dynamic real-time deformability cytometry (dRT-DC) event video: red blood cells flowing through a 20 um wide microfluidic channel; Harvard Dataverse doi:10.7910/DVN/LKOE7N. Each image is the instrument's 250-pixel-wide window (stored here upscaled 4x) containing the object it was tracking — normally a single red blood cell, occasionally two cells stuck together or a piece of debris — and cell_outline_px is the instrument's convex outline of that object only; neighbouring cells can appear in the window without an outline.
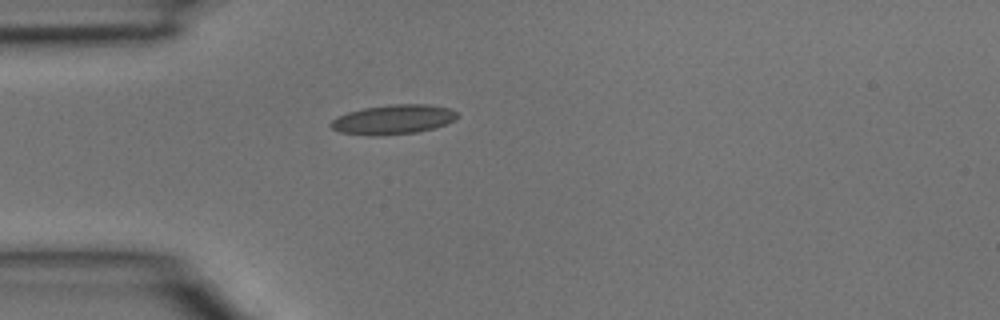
{"species": "common noctule bat (a hibernating species)", "species_latin": "Nyctalus noctula", "temperature_condition": "room temperature", "stored_images_in_passage": 1, "camera_frame_rate_fps": 3000, "um_per_image_px": 0.085, "animal": {"sex": "male", "body_mass_g": 15.6}, "frame": {"image": 1, "passage_image": 1, "time_ms": 0.0, "image_size_px": [1000, 320], "cell_outline_px": [[456, 120], [432, 128], [416, 132], [340, 132], [332, 128], [328, 124], [336, 116], [348, 112], [364, 108], [388, 104], [428, 104], [448, 108], [456, 112]], "centroid_in_image_um": [33.45, 10.08], "position_along_channel_um": 51.6, "area_um2": 20.52}}